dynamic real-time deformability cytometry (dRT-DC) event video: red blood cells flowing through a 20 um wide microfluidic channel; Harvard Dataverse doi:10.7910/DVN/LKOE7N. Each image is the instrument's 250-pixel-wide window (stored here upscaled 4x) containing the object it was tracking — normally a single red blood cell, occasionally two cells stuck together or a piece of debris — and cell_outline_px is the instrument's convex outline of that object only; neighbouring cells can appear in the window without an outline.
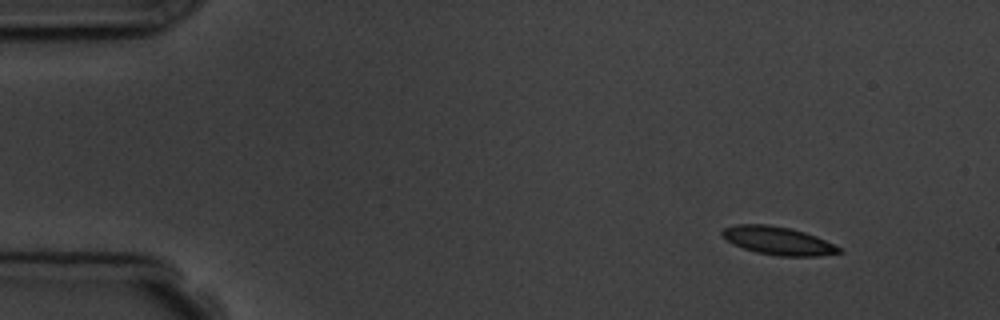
{"species": "common noctule bat (a hibernating species)", "species_latin": "Nyctalus noctula", "temperature_condition": "room temperature", "stored_images_in_passage": 5, "camera_frame_rate_fps": 3000, "um_per_image_px": 0.085, "animal": {"sex": "male", "body_mass_g": 19.5, "forearm_length_mm": 54.6}, "frame": {"image": 1, "passage_image": 1, "time_ms": 0.0, "image_size_px": [1000, 320], "cell_outline_px": [[844, 252], [820, 256], [780, 256], [756, 252], [732, 244], [720, 236], [720, 232], [724, 228], [736, 224], [768, 224], [792, 228], [816, 236], [840, 248]], "centroid_in_image_um": [66.09, 20.45], "position_along_channel_um": 18.9, "area_um2": 19.25}}